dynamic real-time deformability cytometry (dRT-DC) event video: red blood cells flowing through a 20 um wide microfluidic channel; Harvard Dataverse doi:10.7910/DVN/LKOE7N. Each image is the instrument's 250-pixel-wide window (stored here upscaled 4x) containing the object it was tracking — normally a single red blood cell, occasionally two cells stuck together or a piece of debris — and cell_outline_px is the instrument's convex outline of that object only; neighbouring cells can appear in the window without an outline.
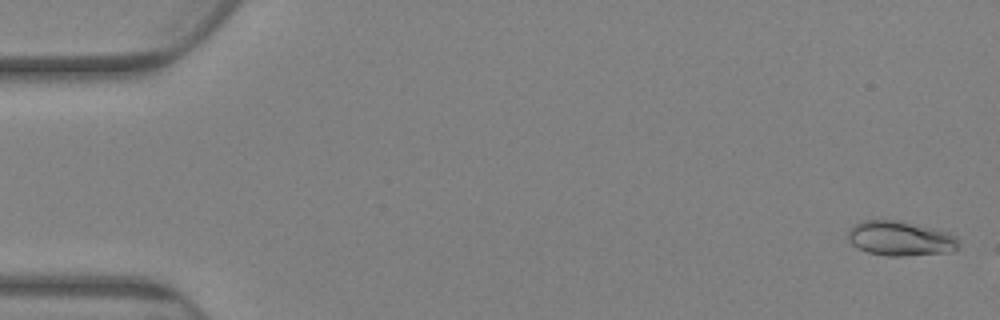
{"species": "Egyptian fruit bat (a non-hibernating species)", "species_latin": "Rousettus aegyptiacus", "temperature_condition": "warm", "stored_images_in_passage": 83, "camera_frame_rate_fps": 3000, "um_per_image_px": 0.085, "animal": {"sex": "female"}, "frame": {"image": 1, "passage_image": 2, "time_ms": 0.333, "image_size_px": [1000, 320], "cell_outline_px": [[960, 244], [952, 252], [904, 256], [888, 256], [868, 252], [852, 244], [848, 240], [848, 232], [860, 220], [896, 220], [932, 228], [948, 232], [956, 236]], "centroid_in_image_um": [76.55, 20.28], "position_along_channel_um": 8.5, "area_um2": 22.25}}
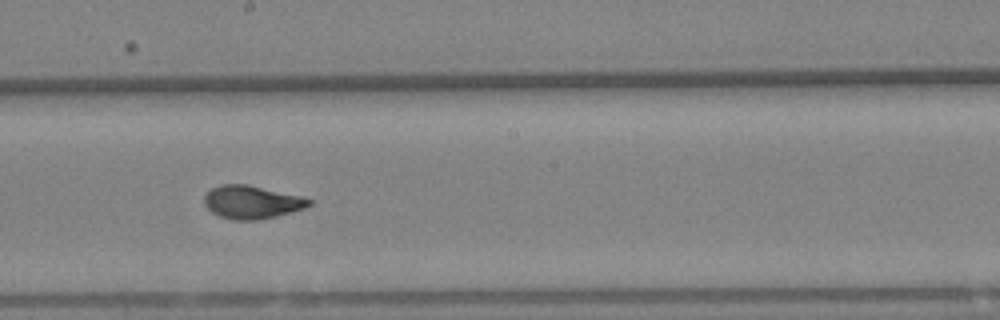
{"frame": {"image": 2, "passage_image": 47, "time_ms": 15.333, "image_size_px": [1000, 320], "cell_outline_px": [[312, 204], [304, 208], [276, 216], [256, 220], [232, 220], [220, 216], [212, 212], [204, 204], [204, 196], [212, 188], [220, 184], [248, 184], [300, 196], [312, 200]], "centroid_in_image_um": [21.38, 17.17], "position_along_channel_um": 226.8, "area_um2": 20.11}}
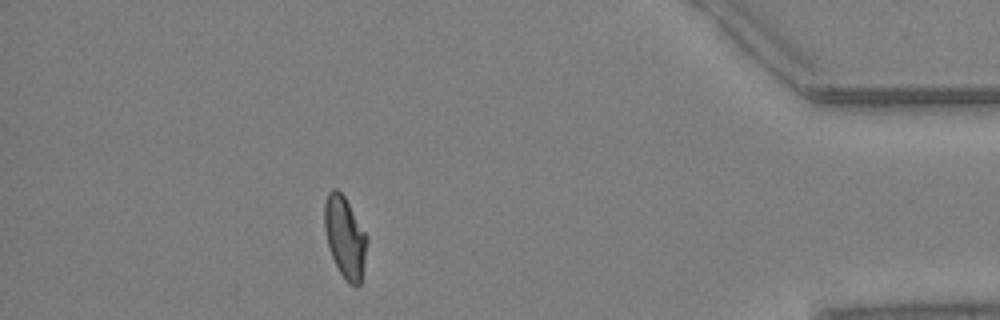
{"frame": {"image": 3, "passage_image": 74, "time_ms": 24.333, "image_size_px": [1000, 320], "cell_outline_px": [[368, 240], [360, 284], [356, 288], [348, 284], [344, 280], [332, 256], [328, 244], [324, 228], [324, 204], [328, 192], [332, 188], [336, 188], [344, 196], [368, 236]], "centroid_in_image_um": [29.32, 20.17], "position_along_channel_um": 405.9, "area_um2": 20.17}, "authors_computed_cell_mechanics": {"area_um2": 20.1144, "velocity_mm_per_s": 2.4989, "shape_relaxation_time_tau1_ms": 7.637, "shape_relaxation_time_tau2_ms": 1.3433, "deformation_change_tau1": 0.1826, "deformation_change_tau2": 0.0461}}